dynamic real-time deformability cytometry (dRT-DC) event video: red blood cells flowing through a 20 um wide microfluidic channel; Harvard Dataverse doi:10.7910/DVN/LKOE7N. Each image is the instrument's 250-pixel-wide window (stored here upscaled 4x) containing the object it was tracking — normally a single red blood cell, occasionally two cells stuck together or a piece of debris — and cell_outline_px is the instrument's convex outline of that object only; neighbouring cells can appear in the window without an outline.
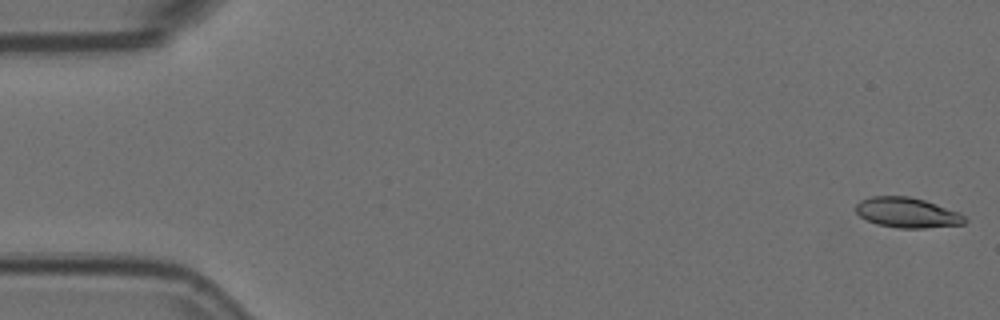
{"species": "Egyptian fruit bat (a non-hibernating species)", "species_latin": "Rousettus aegyptiacus", "temperature_condition": "room temperature", "stored_images_in_passage": 14, "camera_frame_rate_fps": 3000, "um_per_image_px": 0.085, "animal": {"sex": "female"}, "frame": {"image": 1, "passage_image": 1, "time_ms": 0.0, "image_size_px": [1000, 320], "cell_outline_px": [[968, 220], [964, 224], [924, 228], [900, 228], [876, 224], [860, 216], [856, 212], [856, 204], [860, 200], [872, 196], [908, 196], [924, 200], [960, 212]], "centroid_in_image_um": [77.12, 18.07], "position_along_channel_um": 7.9, "area_um2": 19.13}}
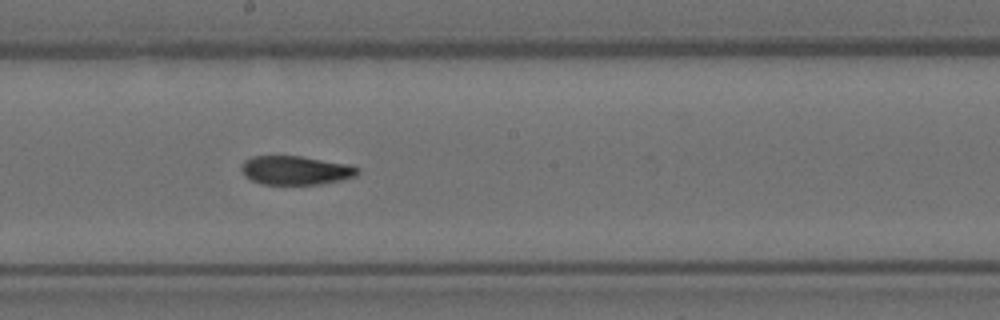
{"frame": {"image": 2, "passage_image": 8, "time_ms": 2.333, "image_size_px": [1000, 320], "cell_outline_px": [[360, 172], [356, 176], [340, 180], [320, 184], [260, 184], [244, 176], [240, 168], [240, 164], [244, 160], [252, 156], [300, 156], [352, 164], [360, 168]], "centroid_in_image_um": [25.14, 14.47], "position_along_channel_um": 223.1, "area_um2": 19.83}}
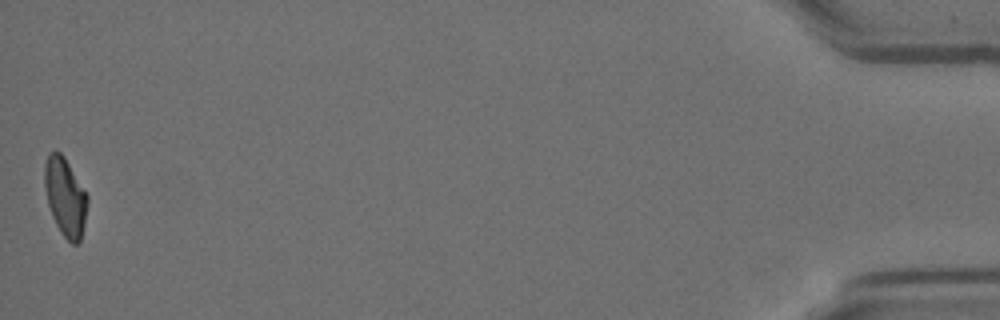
{"frame": {"image": 3, "passage_image": 14, "time_ms": 4.333, "image_size_px": [1000, 320], "cell_outline_px": [[88, 204], [84, 224], [80, 240], [76, 244], [72, 244], [60, 232], [52, 216], [48, 204], [44, 188], [44, 164], [48, 152], [60, 152], [64, 156], [88, 196]], "centroid_in_image_um": [5.53, 16.73], "position_along_channel_um": 429.7, "area_um2": 19.54}}